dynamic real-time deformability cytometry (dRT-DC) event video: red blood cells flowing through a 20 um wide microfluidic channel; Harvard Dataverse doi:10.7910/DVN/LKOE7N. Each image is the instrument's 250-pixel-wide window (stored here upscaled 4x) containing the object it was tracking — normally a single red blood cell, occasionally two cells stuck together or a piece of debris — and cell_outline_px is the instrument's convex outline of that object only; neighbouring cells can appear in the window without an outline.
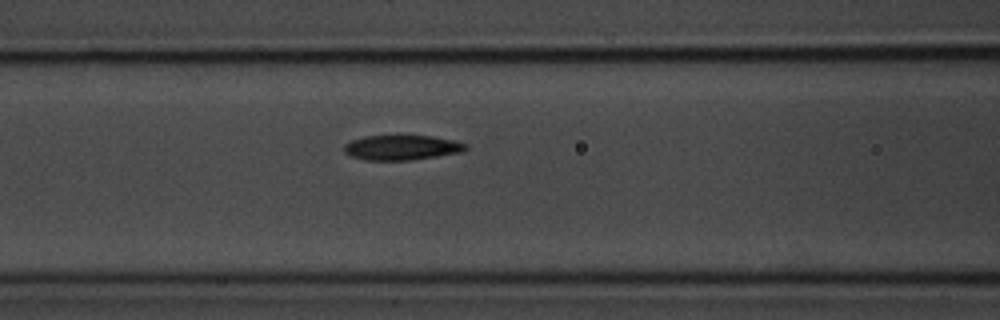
{"species": "common noctule bat (a hibernating species)", "species_latin": "Nyctalus noctula", "temperature_condition": "room temperature", "stored_images_in_passage": 6, "camera_frame_rate_fps": 3000, "um_per_image_px": 0.085, "animal": {"sex": "male", "body_mass_g": 20.1, "forearm_length_mm": 53.5}, "frame": {"image": 1, "passage_image": 6, "time_ms": 6.333, "image_size_px": [1000, 320], "cell_outline_px": [[468, 148], [464, 152], [412, 160], [364, 160], [352, 156], [344, 152], [344, 144], [352, 140], [364, 136], [432, 136], [456, 140], [468, 144]], "centroid_in_image_um": [34.2, 12.54], "position_along_channel_um": 132.4, "area_um2": 17.8}}